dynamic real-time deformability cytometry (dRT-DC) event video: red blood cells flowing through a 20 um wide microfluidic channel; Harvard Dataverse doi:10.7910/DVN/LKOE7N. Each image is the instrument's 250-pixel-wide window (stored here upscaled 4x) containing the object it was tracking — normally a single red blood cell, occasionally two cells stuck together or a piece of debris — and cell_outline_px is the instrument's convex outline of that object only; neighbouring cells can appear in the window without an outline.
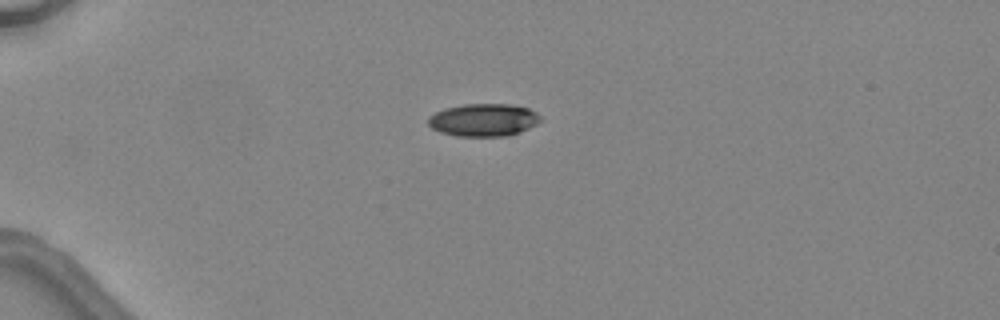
{"species": "common noctule bat (a hibernating species)", "species_latin": "Nyctalus noctula", "temperature_condition": "warm", "stored_images_in_passage": 4, "camera_frame_rate_fps": 3000, "um_per_image_px": 0.085, "animal": {"sex": "female", "body_mass_g": 24.6, "forearm_length_mm": 56.2}, "frame": {"image": 1, "passage_image": 3, "time_ms": 2.333, "image_size_px": [1000, 320], "cell_outline_px": [[544, 120], [520, 132], [508, 136], [456, 136], [440, 132], [432, 128], [428, 124], [428, 116], [444, 108], [464, 104], [512, 104], [528, 108], [536, 112]], "centroid_in_image_um": [41.11, 10.19], "position_along_channel_um": 43.9, "area_um2": 21.56}}